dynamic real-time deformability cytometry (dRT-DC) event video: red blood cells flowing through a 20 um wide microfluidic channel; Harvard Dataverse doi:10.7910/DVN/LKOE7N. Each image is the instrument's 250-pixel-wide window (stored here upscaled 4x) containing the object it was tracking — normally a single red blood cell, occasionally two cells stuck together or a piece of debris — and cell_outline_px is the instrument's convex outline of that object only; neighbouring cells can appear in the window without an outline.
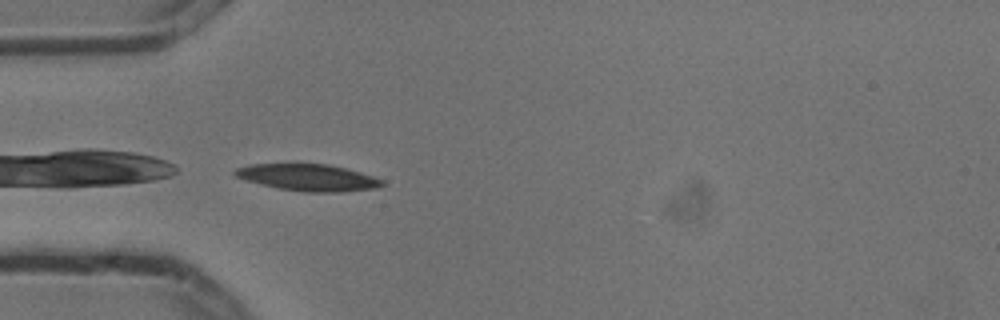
{"species": "common noctule bat (a hibernating species)", "species_latin": "Nyctalus noctula", "temperature_condition": "cold", "stored_images_in_passage": 4, "camera_frame_rate_fps": 3000, "um_per_image_px": 0.085, "animal": {"sex": "male", "body_mass_g": 13.3}, "frame": {"image": 1, "passage_image": 4, "time_ms": 1.0, "image_size_px": [1000, 320], "cell_outline_px": [[384, 184], [376, 188], [344, 192], [304, 192], [276, 188], [244, 180], [236, 176], [232, 172], [236, 168], [248, 164], [292, 160], [300, 160], [328, 164], [360, 172], [384, 180]], "centroid_in_image_um": [26.09, 15.03], "position_along_channel_um": 58.9, "area_um2": 24.28}}